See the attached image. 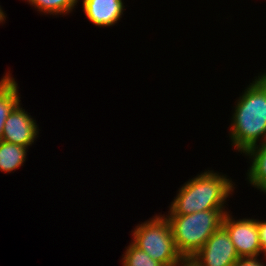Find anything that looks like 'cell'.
<instances>
[{
	"label": "cell",
	"mask_w": 266,
	"mask_h": 266,
	"mask_svg": "<svg viewBox=\"0 0 266 266\" xmlns=\"http://www.w3.org/2000/svg\"><path fill=\"white\" fill-rule=\"evenodd\" d=\"M258 77L238 100L233 115L230 137L243 153L257 146L260 137L266 142V73Z\"/></svg>",
	"instance_id": "1"
},
{
	"label": "cell",
	"mask_w": 266,
	"mask_h": 266,
	"mask_svg": "<svg viewBox=\"0 0 266 266\" xmlns=\"http://www.w3.org/2000/svg\"><path fill=\"white\" fill-rule=\"evenodd\" d=\"M225 176L204 172L180 189L170 207V215H188L204 210H223L225 199L233 191Z\"/></svg>",
	"instance_id": "2"
},
{
	"label": "cell",
	"mask_w": 266,
	"mask_h": 266,
	"mask_svg": "<svg viewBox=\"0 0 266 266\" xmlns=\"http://www.w3.org/2000/svg\"><path fill=\"white\" fill-rule=\"evenodd\" d=\"M223 210H204L188 215H168L173 238L182 257H192L222 226Z\"/></svg>",
	"instance_id": "3"
},
{
	"label": "cell",
	"mask_w": 266,
	"mask_h": 266,
	"mask_svg": "<svg viewBox=\"0 0 266 266\" xmlns=\"http://www.w3.org/2000/svg\"><path fill=\"white\" fill-rule=\"evenodd\" d=\"M133 236L132 243L136 247L164 266H172L182 258L176 248L169 220L165 216H155L154 219L140 224L134 230Z\"/></svg>",
	"instance_id": "4"
},
{
	"label": "cell",
	"mask_w": 266,
	"mask_h": 266,
	"mask_svg": "<svg viewBox=\"0 0 266 266\" xmlns=\"http://www.w3.org/2000/svg\"><path fill=\"white\" fill-rule=\"evenodd\" d=\"M192 258L199 266H234L240 257L227 231L221 226Z\"/></svg>",
	"instance_id": "5"
},
{
	"label": "cell",
	"mask_w": 266,
	"mask_h": 266,
	"mask_svg": "<svg viewBox=\"0 0 266 266\" xmlns=\"http://www.w3.org/2000/svg\"><path fill=\"white\" fill-rule=\"evenodd\" d=\"M222 227L227 231L239 257H257L262 252L257 220H233L226 213Z\"/></svg>",
	"instance_id": "6"
},
{
	"label": "cell",
	"mask_w": 266,
	"mask_h": 266,
	"mask_svg": "<svg viewBox=\"0 0 266 266\" xmlns=\"http://www.w3.org/2000/svg\"><path fill=\"white\" fill-rule=\"evenodd\" d=\"M19 105L13 108L5 120L1 140L28 147L34 142L38 129L36 122Z\"/></svg>",
	"instance_id": "7"
},
{
	"label": "cell",
	"mask_w": 266,
	"mask_h": 266,
	"mask_svg": "<svg viewBox=\"0 0 266 266\" xmlns=\"http://www.w3.org/2000/svg\"><path fill=\"white\" fill-rule=\"evenodd\" d=\"M122 0H83L87 18L97 26H111L123 14Z\"/></svg>",
	"instance_id": "8"
},
{
	"label": "cell",
	"mask_w": 266,
	"mask_h": 266,
	"mask_svg": "<svg viewBox=\"0 0 266 266\" xmlns=\"http://www.w3.org/2000/svg\"><path fill=\"white\" fill-rule=\"evenodd\" d=\"M17 83L10 75L0 81V141L3 136L5 120L13 108L20 102Z\"/></svg>",
	"instance_id": "9"
},
{
	"label": "cell",
	"mask_w": 266,
	"mask_h": 266,
	"mask_svg": "<svg viewBox=\"0 0 266 266\" xmlns=\"http://www.w3.org/2000/svg\"><path fill=\"white\" fill-rule=\"evenodd\" d=\"M260 144L259 147L254 146L245 152L253 158L248 179L254 187L266 193V142Z\"/></svg>",
	"instance_id": "10"
},
{
	"label": "cell",
	"mask_w": 266,
	"mask_h": 266,
	"mask_svg": "<svg viewBox=\"0 0 266 266\" xmlns=\"http://www.w3.org/2000/svg\"><path fill=\"white\" fill-rule=\"evenodd\" d=\"M27 147L0 141V170L11 172L22 166L25 161Z\"/></svg>",
	"instance_id": "11"
},
{
	"label": "cell",
	"mask_w": 266,
	"mask_h": 266,
	"mask_svg": "<svg viewBox=\"0 0 266 266\" xmlns=\"http://www.w3.org/2000/svg\"><path fill=\"white\" fill-rule=\"evenodd\" d=\"M122 264L123 266H164L133 243L128 246Z\"/></svg>",
	"instance_id": "12"
},
{
	"label": "cell",
	"mask_w": 266,
	"mask_h": 266,
	"mask_svg": "<svg viewBox=\"0 0 266 266\" xmlns=\"http://www.w3.org/2000/svg\"><path fill=\"white\" fill-rule=\"evenodd\" d=\"M39 11L51 14L68 13L77 4L78 0H28Z\"/></svg>",
	"instance_id": "13"
},
{
	"label": "cell",
	"mask_w": 266,
	"mask_h": 266,
	"mask_svg": "<svg viewBox=\"0 0 266 266\" xmlns=\"http://www.w3.org/2000/svg\"><path fill=\"white\" fill-rule=\"evenodd\" d=\"M257 227L259 230V242L262 249V252H264L266 255V221L261 222L257 221Z\"/></svg>",
	"instance_id": "14"
},
{
	"label": "cell",
	"mask_w": 266,
	"mask_h": 266,
	"mask_svg": "<svg viewBox=\"0 0 266 266\" xmlns=\"http://www.w3.org/2000/svg\"><path fill=\"white\" fill-rule=\"evenodd\" d=\"M234 266H264L257 257H240Z\"/></svg>",
	"instance_id": "15"
},
{
	"label": "cell",
	"mask_w": 266,
	"mask_h": 266,
	"mask_svg": "<svg viewBox=\"0 0 266 266\" xmlns=\"http://www.w3.org/2000/svg\"><path fill=\"white\" fill-rule=\"evenodd\" d=\"M180 263L182 266H199V264L192 257H182L178 263H175L172 266L180 265Z\"/></svg>",
	"instance_id": "16"
},
{
	"label": "cell",
	"mask_w": 266,
	"mask_h": 266,
	"mask_svg": "<svg viewBox=\"0 0 266 266\" xmlns=\"http://www.w3.org/2000/svg\"><path fill=\"white\" fill-rule=\"evenodd\" d=\"M5 20V15L4 12L2 11V9L0 8V22Z\"/></svg>",
	"instance_id": "17"
}]
</instances>
